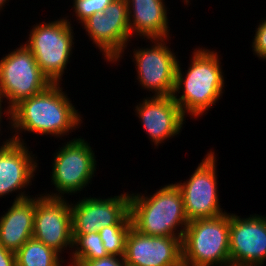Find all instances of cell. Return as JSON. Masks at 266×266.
Masks as SVG:
<instances>
[{
	"label": "cell",
	"instance_id": "cell-1",
	"mask_svg": "<svg viewBox=\"0 0 266 266\" xmlns=\"http://www.w3.org/2000/svg\"><path fill=\"white\" fill-rule=\"evenodd\" d=\"M66 95L59 83H52L40 93L15 105L9 111V125L15 130L11 140L24 143L20 131L64 137L79 128L82 116Z\"/></svg>",
	"mask_w": 266,
	"mask_h": 266
},
{
	"label": "cell",
	"instance_id": "cell-2",
	"mask_svg": "<svg viewBox=\"0 0 266 266\" xmlns=\"http://www.w3.org/2000/svg\"><path fill=\"white\" fill-rule=\"evenodd\" d=\"M192 54L191 64L189 63L185 73L182 72L181 63L178 61L172 96L184 116L188 113L190 117L197 119L221 99L224 92V74L217 52L204 47L194 49Z\"/></svg>",
	"mask_w": 266,
	"mask_h": 266
},
{
	"label": "cell",
	"instance_id": "cell-3",
	"mask_svg": "<svg viewBox=\"0 0 266 266\" xmlns=\"http://www.w3.org/2000/svg\"><path fill=\"white\" fill-rule=\"evenodd\" d=\"M135 194H130L129 203V214L135 230L150 236L183 239L189 221L180 189L176 184L160 187L156 193L149 196Z\"/></svg>",
	"mask_w": 266,
	"mask_h": 266
},
{
	"label": "cell",
	"instance_id": "cell-4",
	"mask_svg": "<svg viewBox=\"0 0 266 266\" xmlns=\"http://www.w3.org/2000/svg\"><path fill=\"white\" fill-rule=\"evenodd\" d=\"M230 213L188 223L182 239L183 266H229Z\"/></svg>",
	"mask_w": 266,
	"mask_h": 266
},
{
	"label": "cell",
	"instance_id": "cell-5",
	"mask_svg": "<svg viewBox=\"0 0 266 266\" xmlns=\"http://www.w3.org/2000/svg\"><path fill=\"white\" fill-rule=\"evenodd\" d=\"M68 20L63 17L53 22L36 23L25 42L51 83H61L74 47L73 27Z\"/></svg>",
	"mask_w": 266,
	"mask_h": 266
},
{
	"label": "cell",
	"instance_id": "cell-6",
	"mask_svg": "<svg viewBox=\"0 0 266 266\" xmlns=\"http://www.w3.org/2000/svg\"><path fill=\"white\" fill-rule=\"evenodd\" d=\"M52 84L39 68L34 55L24 45L0 60V103L6 98L9 111L22 100L40 93Z\"/></svg>",
	"mask_w": 266,
	"mask_h": 266
},
{
	"label": "cell",
	"instance_id": "cell-7",
	"mask_svg": "<svg viewBox=\"0 0 266 266\" xmlns=\"http://www.w3.org/2000/svg\"><path fill=\"white\" fill-rule=\"evenodd\" d=\"M54 154L51 182L57 192L43 193V196L64 199L65 193L75 194L91 183L97 171V161L92 147L84 138L70 140Z\"/></svg>",
	"mask_w": 266,
	"mask_h": 266
},
{
	"label": "cell",
	"instance_id": "cell-8",
	"mask_svg": "<svg viewBox=\"0 0 266 266\" xmlns=\"http://www.w3.org/2000/svg\"><path fill=\"white\" fill-rule=\"evenodd\" d=\"M216 159L214 152L209 151L189 179L175 183L180 189L189 222L227 213L220 208Z\"/></svg>",
	"mask_w": 266,
	"mask_h": 266
},
{
	"label": "cell",
	"instance_id": "cell-9",
	"mask_svg": "<svg viewBox=\"0 0 266 266\" xmlns=\"http://www.w3.org/2000/svg\"><path fill=\"white\" fill-rule=\"evenodd\" d=\"M82 26L107 62H117L131 41L126 0H113L104 10L86 19Z\"/></svg>",
	"mask_w": 266,
	"mask_h": 266
},
{
	"label": "cell",
	"instance_id": "cell-10",
	"mask_svg": "<svg viewBox=\"0 0 266 266\" xmlns=\"http://www.w3.org/2000/svg\"><path fill=\"white\" fill-rule=\"evenodd\" d=\"M166 40L151 39L152 46L133 51V61L138 83L151 91L153 96H172L175 89L176 70L179 59L166 46Z\"/></svg>",
	"mask_w": 266,
	"mask_h": 266
},
{
	"label": "cell",
	"instance_id": "cell-11",
	"mask_svg": "<svg viewBox=\"0 0 266 266\" xmlns=\"http://www.w3.org/2000/svg\"><path fill=\"white\" fill-rule=\"evenodd\" d=\"M130 194L114 197H84L76 204H70L72 213V234L98 232L110 225H132L129 214Z\"/></svg>",
	"mask_w": 266,
	"mask_h": 266
},
{
	"label": "cell",
	"instance_id": "cell-12",
	"mask_svg": "<svg viewBox=\"0 0 266 266\" xmlns=\"http://www.w3.org/2000/svg\"><path fill=\"white\" fill-rule=\"evenodd\" d=\"M33 238L59 254L73 247L72 213L66 198L36 197Z\"/></svg>",
	"mask_w": 266,
	"mask_h": 266
},
{
	"label": "cell",
	"instance_id": "cell-13",
	"mask_svg": "<svg viewBox=\"0 0 266 266\" xmlns=\"http://www.w3.org/2000/svg\"><path fill=\"white\" fill-rule=\"evenodd\" d=\"M229 252L233 266H262L266 261V216L240 218L230 213Z\"/></svg>",
	"mask_w": 266,
	"mask_h": 266
},
{
	"label": "cell",
	"instance_id": "cell-14",
	"mask_svg": "<svg viewBox=\"0 0 266 266\" xmlns=\"http://www.w3.org/2000/svg\"><path fill=\"white\" fill-rule=\"evenodd\" d=\"M123 258L129 266H183L182 239L145 235L131 226Z\"/></svg>",
	"mask_w": 266,
	"mask_h": 266
},
{
	"label": "cell",
	"instance_id": "cell-15",
	"mask_svg": "<svg viewBox=\"0 0 266 266\" xmlns=\"http://www.w3.org/2000/svg\"><path fill=\"white\" fill-rule=\"evenodd\" d=\"M149 140L158 146L182 130L185 116L173 96H150L135 107Z\"/></svg>",
	"mask_w": 266,
	"mask_h": 266
},
{
	"label": "cell",
	"instance_id": "cell-16",
	"mask_svg": "<svg viewBox=\"0 0 266 266\" xmlns=\"http://www.w3.org/2000/svg\"><path fill=\"white\" fill-rule=\"evenodd\" d=\"M30 152L25 143L11 138L3 141L0 146V197L32 185L38 163L35 154Z\"/></svg>",
	"mask_w": 266,
	"mask_h": 266
},
{
	"label": "cell",
	"instance_id": "cell-17",
	"mask_svg": "<svg viewBox=\"0 0 266 266\" xmlns=\"http://www.w3.org/2000/svg\"><path fill=\"white\" fill-rule=\"evenodd\" d=\"M36 197L19 192L8 211L0 217V244L16 253L33 238Z\"/></svg>",
	"mask_w": 266,
	"mask_h": 266
},
{
	"label": "cell",
	"instance_id": "cell-18",
	"mask_svg": "<svg viewBox=\"0 0 266 266\" xmlns=\"http://www.w3.org/2000/svg\"><path fill=\"white\" fill-rule=\"evenodd\" d=\"M131 37L139 35L145 40L169 39L165 0H126ZM135 33V34H134Z\"/></svg>",
	"mask_w": 266,
	"mask_h": 266
},
{
	"label": "cell",
	"instance_id": "cell-19",
	"mask_svg": "<svg viewBox=\"0 0 266 266\" xmlns=\"http://www.w3.org/2000/svg\"><path fill=\"white\" fill-rule=\"evenodd\" d=\"M15 255L16 266H63L64 263L58 252L34 238L27 240Z\"/></svg>",
	"mask_w": 266,
	"mask_h": 266
},
{
	"label": "cell",
	"instance_id": "cell-20",
	"mask_svg": "<svg viewBox=\"0 0 266 266\" xmlns=\"http://www.w3.org/2000/svg\"><path fill=\"white\" fill-rule=\"evenodd\" d=\"M72 237L74 251L70 253L72 256L68 266H72L77 260H95L108 256L99 232L72 234Z\"/></svg>",
	"mask_w": 266,
	"mask_h": 266
},
{
	"label": "cell",
	"instance_id": "cell-21",
	"mask_svg": "<svg viewBox=\"0 0 266 266\" xmlns=\"http://www.w3.org/2000/svg\"><path fill=\"white\" fill-rule=\"evenodd\" d=\"M132 225H110L98 232L108 255L124 256L126 237Z\"/></svg>",
	"mask_w": 266,
	"mask_h": 266
},
{
	"label": "cell",
	"instance_id": "cell-22",
	"mask_svg": "<svg viewBox=\"0 0 266 266\" xmlns=\"http://www.w3.org/2000/svg\"><path fill=\"white\" fill-rule=\"evenodd\" d=\"M113 0H73V8L76 20L83 23L94 14L103 13Z\"/></svg>",
	"mask_w": 266,
	"mask_h": 266
},
{
	"label": "cell",
	"instance_id": "cell-23",
	"mask_svg": "<svg viewBox=\"0 0 266 266\" xmlns=\"http://www.w3.org/2000/svg\"><path fill=\"white\" fill-rule=\"evenodd\" d=\"M262 21V22H261ZM255 30V36L252 42V51L259 59H266V20H261Z\"/></svg>",
	"mask_w": 266,
	"mask_h": 266
},
{
	"label": "cell",
	"instance_id": "cell-24",
	"mask_svg": "<svg viewBox=\"0 0 266 266\" xmlns=\"http://www.w3.org/2000/svg\"><path fill=\"white\" fill-rule=\"evenodd\" d=\"M72 266H127V264L123 256L108 255L95 260H77Z\"/></svg>",
	"mask_w": 266,
	"mask_h": 266
},
{
	"label": "cell",
	"instance_id": "cell-25",
	"mask_svg": "<svg viewBox=\"0 0 266 266\" xmlns=\"http://www.w3.org/2000/svg\"><path fill=\"white\" fill-rule=\"evenodd\" d=\"M0 266H16V255L0 244Z\"/></svg>",
	"mask_w": 266,
	"mask_h": 266
},
{
	"label": "cell",
	"instance_id": "cell-26",
	"mask_svg": "<svg viewBox=\"0 0 266 266\" xmlns=\"http://www.w3.org/2000/svg\"><path fill=\"white\" fill-rule=\"evenodd\" d=\"M7 1L9 2V0H0V11L1 9L3 10V7H5V3H7Z\"/></svg>",
	"mask_w": 266,
	"mask_h": 266
},
{
	"label": "cell",
	"instance_id": "cell-27",
	"mask_svg": "<svg viewBox=\"0 0 266 266\" xmlns=\"http://www.w3.org/2000/svg\"><path fill=\"white\" fill-rule=\"evenodd\" d=\"M2 108H4V107H2V103H0V125H1L2 117H3V112L2 111H4V110H2ZM0 131H1V129H0Z\"/></svg>",
	"mask_w": 266,
	"mask_h": 266
},
{
	"label": "cell",
	"instance_id": "cell-28",
	"mask_svg": "<svg viewBox=\"0 0 266 266\" xmlns=\"http://www.w3.org/2000/svg\"><path fill=\"white\" fill-rule=\"evenodd\" d=\"M183 2H185V4H189V0H183Z\"/></svg>",
	"mask_w": 266,
	"mask_h": 266
}]
</instances>
